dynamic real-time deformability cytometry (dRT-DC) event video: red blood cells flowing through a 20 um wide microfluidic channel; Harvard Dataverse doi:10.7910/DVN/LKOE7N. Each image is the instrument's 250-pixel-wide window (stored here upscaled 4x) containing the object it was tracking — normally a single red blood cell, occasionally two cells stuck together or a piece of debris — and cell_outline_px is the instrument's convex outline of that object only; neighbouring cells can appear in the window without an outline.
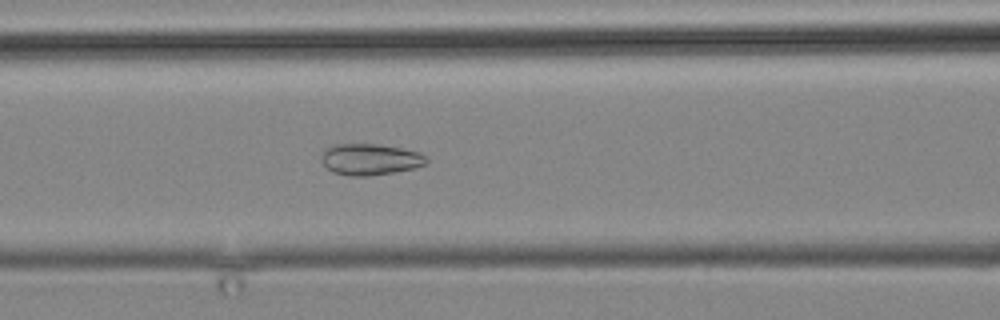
{"species": "common noctule bat (a hibernating species)", "species_latin": "Nyctalus noctula", "temperature_condition": "cold", "stored_images_in_passage": 7, "camera_frame_rate_fps": 3000, "um_per_image_px": 0.085, "animal": {"sex": "male", "body_mass_g": 19.2, "forearm_length_mm": 51.8}, "frame": {"image": 1, "passage_image": 7, "time_ms": 8.0, "image_size_px": [1000, 320], "cell_outline_px": [[428, 160], [424, 164], [412, 168], [392, 172], [368, 176], [348, 176], [332, 172], [320, 160], [320, 156], [332, 144], [376, 144], [400, 148], [420, 152], [428, 156]], "centroid_in_image_um": [31.44, 13.54], "position_along_channel_um": 135.2, "area_um2": 19.07}}